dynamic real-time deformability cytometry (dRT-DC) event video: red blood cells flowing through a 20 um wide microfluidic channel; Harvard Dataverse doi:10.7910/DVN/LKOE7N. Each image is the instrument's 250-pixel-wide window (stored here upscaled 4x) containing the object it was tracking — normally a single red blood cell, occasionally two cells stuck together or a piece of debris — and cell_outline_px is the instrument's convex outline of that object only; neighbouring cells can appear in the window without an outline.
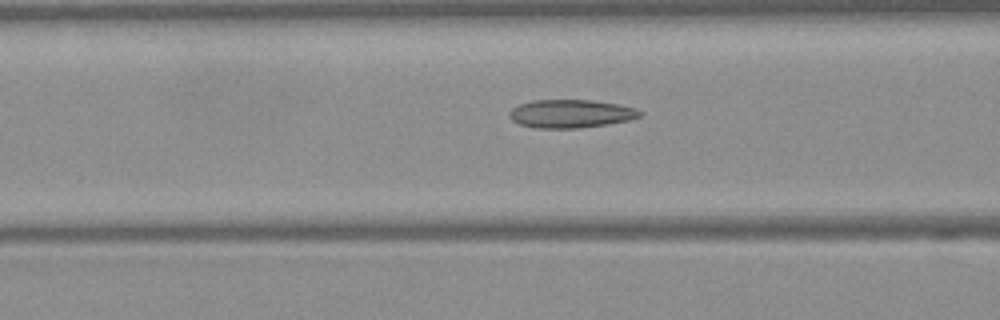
{"species": "Egyptian fruit bat (a non-hibernating species)", "species_latin": "Rousettus aegyptiacus", "temperature_condition": "warm", "stored_images_in_passage": 37, "camera_frame_rate_fps": 3000, "um_per_image_px": 0.085, "frame": {"image": 1, "passage_image": 13, "time_ms": 4.0, "image_size_px": [1000, 320], "cell_outline_px": [[644, 112], [640, 116], [628, 120], [608, 124], [580, 128], [536, 128], [520, 124], [512, 120], [508, 116], [508, 112], [512, 108], [520, 104], [532, 100], [592, 100], [620, 104], [636, 108]], "centroid_in_image_um": [48.52, 9.66], "position_along_channel_um": 118.1, "area_um2": 21.62}}
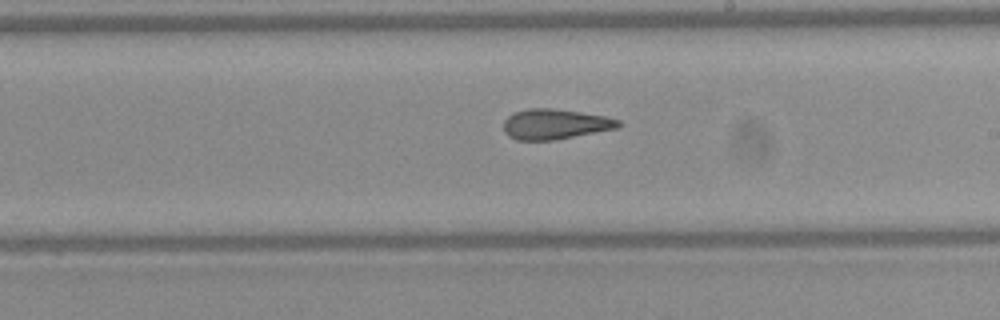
{"frame": {"image": 2, "passage_image": 22, "time_ms": 7.0, "image_size_px": [1000, 320], "cell_outline_px": [[624, 124], [620, 128], [552, 140], [516, 140], [508, 136], [504, 132], [504, 120], [508, 116], [516, 112], [528, 108], [552, 108], [580, 112], [604, 116], [620, 120]], "centroid_in_image_um": [47.2, 10.55], "position_along_channel_um": 241.8, "area_um2": 20.29}}
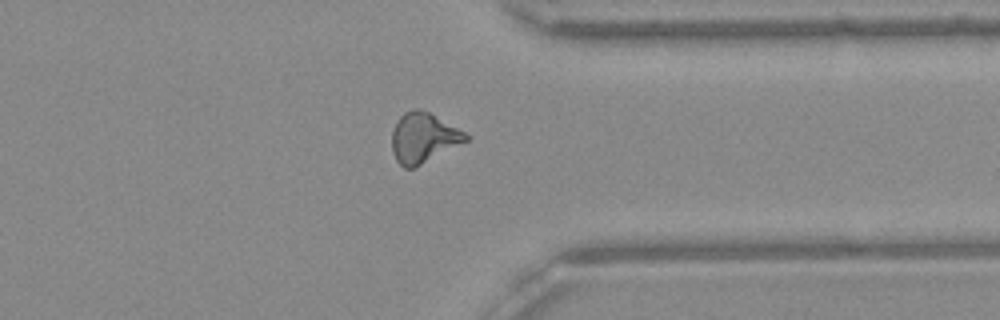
{"frame": {"image": 3, "passage_image": 32, "time_ms": 10.333, "image_size_px": [1000, 320], "cell_outline_px": [[468, 140], [412, 168], [404, 168], [396, 160], [392, 152], [392, 128], [400, 116], [404, 112], [412, 108], [420, 108], [428, 112], [464, 132], [468, 136]], "centroid_in_image_um": [35.93, 11.69], "position_along_channel_um": 375.5, "area_um2": 21.1}, "authors_computed_cell_mechanics": {"area_um2": 20.808, "velocity_mm_per_s": 4.12, "shape_relaxation_time_tau1_ms": null, "shape_relaxation_time_tau2_ms": 2.378, "deformation_change_tau1": null, "deformation_change_tau2": 0.1102}}